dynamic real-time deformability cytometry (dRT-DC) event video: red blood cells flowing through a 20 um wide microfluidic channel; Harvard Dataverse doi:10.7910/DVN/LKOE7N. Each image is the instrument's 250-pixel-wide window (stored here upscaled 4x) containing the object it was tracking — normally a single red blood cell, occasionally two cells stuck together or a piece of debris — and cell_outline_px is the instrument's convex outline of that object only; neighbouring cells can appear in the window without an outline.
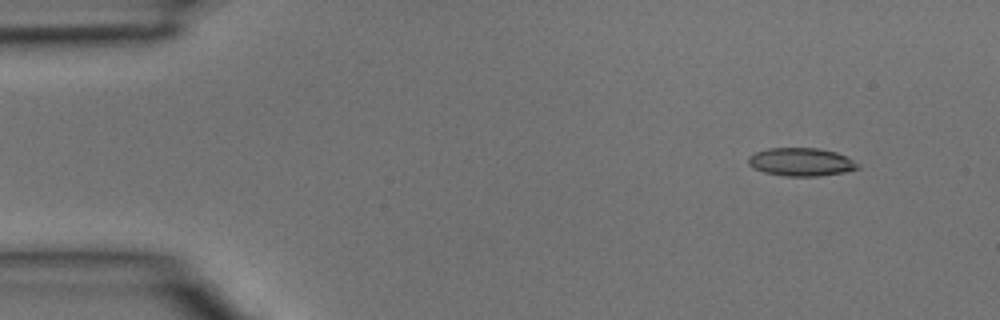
{"species": "common noctule bat (a hibernating species)", "species_latin": "Nyctalus noctula", "temperature_condition": "room temperature", "stored_images_in_passage": 4, "camera_frame_rate_fps": 3000, "um_per_image_px": 0.085, "animal": {"sex": "male", "body_mass_g": 15.6}, "frame": {"image": 1, "passage_image": 1, "time_ms": 0.0, "image_size_px": [1000, 320], "cell_outline_px": [[860, 168], [844, 172], [820, 176], [784, 176], [764, 172], [752, 168], [748, 164], [748, 156], [756, 152], [768, 148], [816, 148], [836, 152], [860, 164]], "centroid_in_image_um": [68.07, 13.77], "position_along_channel_um": 16.9, "area_um2": 17.98}}